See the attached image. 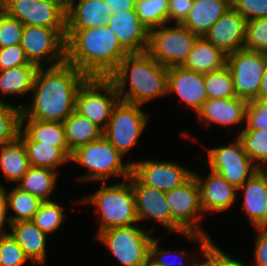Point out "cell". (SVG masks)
I'll return each mask as SVG.
<instances>
[{
  "instance_id": "obj_1",
  "label": "cell",
  "mask_w": 267,
  "mask_h": 266,
  "mask_svg": "<svg viewBox=\"0 0 267 266\" xmlns=\"http://www.w3.org/2000/svg\"><path fill=\"white\" fill-rule=\"evenodd\" d=\"M88 77L66 61L38 67L33 80V101L21 108V118L63 122L75 111L76 96Z\"/></svg>"
},
{
  "instance_id": "obj_2",
  "label": "cell",
  "mask_w": 267,
  "mask_h": 266,
  "mask_svg": "<svg viewBox=\"0 0 267 266\" xmlns=\"http://www.w3.org/2000/svg\"><path fill=\"white\" fill-rule=\"evenodd\" d=\"M127 54L106 24L66 29V62L87 77L108 78Z\"/></svg>"
},
{
  "instance_id": "obj_3",
  "label": "cell",
  "mask_w": 267,
  "mask_h": 266,
  "mask_svg": "<svg viewBox=\"0 0 267 266\" xmlns=\"http://www.w3.org/2000/svg\"><path fill=\"white\" fill-rule=\"evenodd\" d=\"M108 78L124 102L143 105L167 95L168 67L158 63L147 52L128 53ZM127 84L129 89L125 88Z\"/></svg>"
},
{
  "instance_id": "obj_4",
  "label": "cell",
  "mask_w": 267,
  "mask_h": 266,
  "mask_svg": "<svg viewBox=\"0 0 267 266\" xmlns=\"http://www.w3.org/2000/svg\"><path fill=\"white\" fill-rule=\"evenodd\" d=\"M82 204L95 206L96 212L101 216L96 235L106 229L127 227L139 222L130 177L110 186L102 182L97 192L84 197Z\"/></svg>"
},
{
  "instance_id": "obj_5",
  "label": "cell",
  "mask_w": 267,
  "mask_h": 266,
  "mask_svg": "<svg viewBox=\"0 0 267 266\" xmlns=\"http://www.w3.org/2000/svg\"><path fill=\"white\" fill-rule=\"evenodd\" d=\"M123 155L104 137L78 146L72 151L70 161L87 168V174L78 180L106 182L111 177L123 176L124 180L132 174V162L123 163Z\"/></svg>"
},
{
  "instance_id": "obj_6",
  "label": "cell",
  "mask_w": 267,
  "mask_h": 266,
  "mask_svg": "<svg viewBox=\"0 0 267 266\" xmlns=\"http://www.w3.org/2000/svg\"><path fill=\"white\" fill-rule=\"evenodd\" d=\"M130 183L135 197L136 214L139 222L154 219L169 231L177 232L200 245L201 251L211 241L208 235L200 233H186L173 219L170 207L166 201L165 192L144 185L133 173Z\"/></svg>"
},
{
  "instance_id": "obj_7",
  "label": "cell",
  "mask_w": 267,
  "mask_h": 266,
  "mask_svg": "<svg viewBox=\"0 0 267 266\" xmlns=\"http://www.w3.org/2000/svg\"><path fill=\"white\" fill-rule=\"evenodd\" d=\"M139 225L115 227L99 232L96 237L122 266H143L150 256L153 237Z\"/></svg>"
},
{
  "instance_id": "obj_8",
  "label": "cell",
  "mask_w": 267,
  "mask_h": 266,
  "mask_svg": "<svg viewBox=\"0 0 267 266\" xmlns=\"http://www.w3.org/2000/svg\"><path fill=\"white\" fill-rule=\"evenodd\" d=\"M199 36L182 24L149 30L147 53L165 67L182 66Z\"/></svg>"
},
{
  "instance_id": "obj_9",
  "label": "cell",
  "mask_w": 267,
  "mask_h": 266,
  "mask_svg": "<svg viewBox=\"0 0 267 266\" xmlns=\"http://www.w3.org/2000/svg\"><path fill=\"white\" fill-rule=\"evenodd\" d=\"M119 100L116 87L109 78L88 77L77 93L75 111L104 130Z\"/></svg>"
},
{
  "instance_id": "obj_10",
  "label": "cell",
  "mask_w": 267,
  "mask_h": 266,
  "mask_svg": "<svg viewBox=\"0 0 267 266\" xmlns=\"http://www.w3.org/2000/svg\"><path fill=\"white\" fill-rule=\"evenodd\" d=\"M266 64L265 52L242 48L227 54L226 66L233 77L236 97L247 102L257 99Z\"/></svg>"
},
{
  "instance_id": "obj_11",
  "label": "cell",
  "mask_w": 267,
  "mask_h": 266,
  "mask_svg": "<svg viewBox=\"0 0 267 266\" xmlns=\"http://www.w3.org/2000/svg\"><path fill=\"white\" fill-rule=\"evenodd\" d=\"M141 106L119 100L103 131V137L123 156L137 143L148 122V117Z\"/></svg>"
},
{
  "instance_id": "obj_12",
  "label": "cell",
  "mask_w": 267,
  "mask_h": 266,
  "mask_svg": "<svg viewBox=\"0 0 267 266\" xmlns=\"http://www.w3.org/2000/svg\"><path fill=\"white\" fill-rule=\"evenodd\" d=\"M21 46L31 63L38 67L54 61L50 66H57L66 61V28H48L24 26Z\"/></svg>"
},
{
  "instance_id": "obj_13",
  "label": "cell",
  "mask_w": 267,
  "mask_h": 266,
  "mask_svg": "<svg viewBox=\"0 0 267 266\" xmlns=\"http://www.w3.org/2000/svg\"><path fill=\"white\" fill-rule=\"evenodd\" d=\"M210 170L239 189L259 168L244 150L239 137L228 146L208 149Z\"/></svg>"
},
{
  "instance_id": "obj_14",
  "label": "cell",
  "mask_w": 267,
  "mask_h": 266,
  "mask_svg": "<svg viewBox=\"0 0 267 266\" xmlns=\"http://www.w3.org/2000/svg\"><path fill=\"white\" fill-rule=\"evenodd\" d=\"M165 197L172 213V219L186 233L208 235L202 230L199 223L204 217V212L201 207L199 183L194 175L182 186L165 192Z\"/></svg>"
},
{
  "instance_id": "obj_15",
  "label": "cell",
  "mask_w": 267,
  "mask_h": 266,
  "mask_svg": "<svg viewBox=\"0 0 267 266\" xmlns=\"http://www.w3.org/2000/svg\"><path fill=\"white\" fill-rule=\"evenodd\" d=\"M175 162L132 161V173L144 184L163 192L182 186L193 172Z\"/></svg>"
},
{
  "instance_id": "obj_16",
  "label": "cell",
  "mask_w": 267,
  "mask_h": 266,
  "mask_svg": "<svg viewBox=\"0 0 267 266\" xmlns=\"http://www.w3.org/2000/svg\"><path fill=\"white\" fill-rule=\"evenodd\" d=\"M6 13L24 26L66 28V13L57 5L40 0H5Z\"/></svg>"
},
{
  "instance_id": "obj_17",
  "label": "cell",
  "mask_w": 267,
  "mask_h": 266,
  "mask_svg": "<svg viewBox=\"0 0 267 266\" xmlns=\"http://www.w3.org/2000/svg\"><path fill=\"white\" fill-rule=\"evenodd\" d=\"M106 24L116 35L120 45L128 53L146 52L149 42V30L140 21L135 10L116 9Z\"/></svg>"
},
{
  "instance_id": "obj_18",
  "label": "cell",
  "mask_w": 267,
  "mask_h": 266,
  "mask_svg": "<svg viewBox=\"0 0 267 266\" xmlns=\"http://www.w3.org/2000/svg\"><path fill=\"white\" fill-rule=\"evenodd\" d=\"M173 92L197 113L208 99L204 74L183 66L169 67L167 94Z\"/></svg>"
},
{
  "instance_id": "obj_19",
  "label": "cell",
  "mask_w": 267,
  "mask_h": 266,
  "mask_svg": "<svg viewBox=\"0 0 267 266\" xmlns=\"http://www.w3.org/2000/svg\"><path fill=\"white\" fill-rule=\"evenodd\" d=\"M246 20L233 7L222 15L203 36L226 54L244 48Z\"/></svg>"
},
{
  "instance_id": "obj_20",
  "label": "cell",
  "mask_w": 267,
  "mask_h": 266,
  "mask_svg": "<svg viewBox=\"0 0 267 266\" xmlns=\"http://www.w3.org/2000/svg\"><path fill=\"white\" fill-rule=\"evenodd\" d=\"M193 175L199 183L203 212H221L232 206L238 189L228 183L220 174L210 170L206 179L196 172H193Z\"/></svg>"
},
{
  "instance_id": "obj_21",
  "label": "cell",
  "mask_w": 267,
  "mask_h": 266,
  "mask_svg": "<svg viewBox=\"0 0 267 266\" xmlns=\"http://www.w3.org/2000/svg\"><path fill=\"white\" fill-rule=\"evenodd\" d=\"M239 190H243L242 208L250 224L267 226V169H258Z\"/></svg>"
},
{
  "instance_id": "obj_22",
  "label": "cell",
  "mask_w": 267,
  "mask_h": 266,
  "mask_svg": "<svg viewBox=\"0 0 267 266\" xmlns=\"http://www.w3.org/2000/svg\"><path fill=\"white\" fill-rule=\"evenodd\" d=\"M247 104L246 100L238 97L207 99L196 114L205 126H211L214 123L222 126L239 123L242 126L245 124Z\"/></svg>"
},
{
  "instance_id": "obj_23",
  "label": "cell",
  "mask_w": 267,
  "mask_h": 266,
  "mask_svg": "<svg viewBox=\"0 0 267 266\" xmlns=\"http://www.w3.org/2000/svg\"><path fill=\"white\" fill-rule=\"evenodd\" d=\"M112 8L103 0H80L66 12V29L100 27L112 18Z\"/></svg>"
},
{
  "instance_id": "obj_24",
  "label": "cell",
  "mask_w": 267,
  "mask_h": 266,
  "mask_svg": "<svg viewBox=\"0 0 267 266\" xmlns=\"http://www.w3.org/2000/svg\"><path fill=\"white\" fill-rule=\"evenodd\" d=\"M9 235L24 250L33 264L44 265L46 262V233L42 232L31 220L18 221L9 225Z\"/></svg>"
},
{
  "instance_id": "obj_25",
  "label": "cell",
  "mask_w": 267,
  "mask_h": 266,
  "mask_svg": "<svg viewBox=\"0 0 267 266\" xmlns=\"http://www.w3.org/2000/svg\"><path fill=\"white\" fill-rule=\"evenodd\" d=\"M231 7V0H194L190 13L182 25L192 33L203 37Z\"/></svg>"
},
{
  "instance_id": "obj_26",
  "label": "cell",
  "mask_w": 267,
  "mask_h": 266,
  "mask_svg": "<svg viewBox=\"0 0 267 266\" xmlns=\"http://www.w3.org/2000/svg\"><path fill=\"white\" fill-rule=\"evenodd\" d=\"M18 137L25 145L29 164L32 167L48 168L54 171L60 165L70 162L72 151L68 147H55L52 144H42L33 141L23 130H19Z\"/></svg>"
},
{
  "instance_id": "obj_27",
  "label": "cell",
  "mask_w": 267,
  "mask_h": 266,
  "mask_svg": "<svg viewBox=\"0 0 267 266\" xmlns=\"http://www.w3.org/2000/svg\"><path fill=\"white\" fill-rule=\"evenodd\" d=\"M226 63L227 54L222 49L214 46L204 37H198L182 66L206 74L222 69Z\"/></svg>"
},
{
  "instance_id": "obj_28",
  "label": "cell",
  "mask_w": 267,
  "mask_h": 266,
  "mask_svg": "<svg viewBox=\"0 0 267 266\" xmlns=\"http://www.w3.org/2000/svg\"><path fill=\"white\" fill-rule=\"evenodd\" d=\"M0 167L6 181L16 184L28 171L30 164L27 151L19 137L0 146Z\"/></svg>"
},
{
  "instance_id": "obj_29",
  "label": "cell",
  "mask_w": 267,
  "mask_h": 266,
  "mask_svg": "<svg viewBox=\"0 0 267 266\" xmlns=\"http://www.w3.org/2000/svg\"><path fill=\"white\" fill-rule=\"evenodd\" d=\"M68 148L74 151L78 146L103 137V129L85 116L72 112L63 122Z\"/></svg>"
},
{
  "instance_id": "obj_30",
  "label": "cell",
  "mask_w": 267,
  "mask_h": 266,
  "mask_svg": "<svg viewBox=\"0 0 267 266\" xmlns=\"http://www.w3.org/2000/svg\"><path fill=\"white\" fill-rule=\"evenodd\" d=\"M57 177V171L30 166L16 186L25 192L33 194L42 202L51 201L49 197L55 190Z\"/></svg>"
},
{
  "instance_id": "obj_31",
  "label": "cell",
  "mask_w": 267,
  "mask_h": 266,
  "mask_svg": "<svg viewBox=\"0 0 267 266\" xmlns=\"http://www.w3.org/2000/svg\"><path fill=\"white\" fill-rule=\"evenodd\" d=\"M38 69L36 64H28L0 71L2 97L9 94L26 96L32 91L33 80Z\"/></svg>"
},
{
  "instance_id": "obj_32",
  "label": "cell",
  "mask_w": 267,
  "mask_h": 266,
  "mask_svg": "<svg viewBox=\"0 0 267 266\" xmlns=\"http://www.w3.org/2000/svg\"><path fill=\"white\" fill-rule=\"evenodd\" d=\"M25 121L27 123L24 127L23 124ZM21 127L33 141L41 142L42 144H52L55 147H68L62 122L21 118Z\"/></svg>"
},
{
  "instance_id": "obj_33",
  "label": "cell",
  "mask_w": 267,
  "mask_h": 266,
  "mask_svg": "<svg viewBox=\"0 0 267 266\" xmlns=\"http://www.w3.org/2000/svg\"><path fill=\"white\" fill-rule=\"evenodd\" d=\"M43 202L33 194L25 192L14 186L10 192H7V207L14 211L10 216V222L32 220L33 216L39 210ZM16 213V214H15Z\"/></svg>"
},
{
  "instance_id": "obj_34",
  "label": "cell",
  "mask_w": 267,
  "mask_h": 266,
  "mask_svg": "<svg viewBox=\"0 0 267 266\" xmlns=\"http://www.w3.org/2000/svg\"><path fill=\"white\" fill-rule=\"evenodd\" d=\"M238 137L252 162L259 169H267V128L242 130Z\"/></svg>"
},
{
  "instance_id": "obj_35",
  "label": "cell",
  "mask_w": 267,
  "mask_h": 266,
  "mask_svg": "<svg viewBox=\"0 0 267 266\" xmlns=\"http://www.w3.org/2000/svg\"><path fill=\"white\" fill-rule=\"evenodd\" d=\"M168 0H136L135 11L140 21L151 30L168 23Z\"/></svg>"
},
{
  "instance_id": "obj_36",
  "label": "cell",
  "mask_w": 267,
  "mask_h": 266,
  "mask_svg": "<svg viewBox=\"0 0 267 266\" xmlns=\"http://www.w3.org/2000/svg\"><path fill=\"white\" fill-rule=\"evenodd\" d=\"M204 82L208 99L236 97L233 77L227 66L204 74Z\"/></svg>"
},
{
  "instance_id": "obj_37",
  "label": "cell",
  "mask_w": 267,
  "mask_h": 266,
  "mask_svg": "<svg viewBox=\"0 0 267 266\" xmlns=\"http://www.w3.org/2000/svg\"><path fill=\"white\" fill-rule=\"evenodd\" d=\"M0 100V146L11 143L21 128V108Z\"/></svg>"
},
{
  "instance_id": "obj_38",
  "label": "cell",
  "mask_w": 267,
  "mask_h": 266,
  "mask_svg": "<svg viewBox=\"0 0 267 266\" xmlns=\"http://www.w3.org/2000/svg\"><path fill=\"white\" fill-rule=\"evenodd\" d=\"M65 217L63 206L55 201L43 202L37 213L33 216L32 222L44 233L49 234L59 230Z\"/></svg>"
},
{
  "instance_id": "obj_39",
  "label": "cell",
  "mask_w": 267,
  "mask_h": 266,
  "mask_svg": "<svg viewBox=\"0 0 267 266\" xmlns=\"http://www.w3.org/2000/svg\"><path fill=\"white\" fill-rule=\"evenodd\" d=\"M244 48L267 53V17L246 21Z\"/></svg>"
},
{
  "instance_id": "obj_40",
  "label": "cell",
  "mask_w": 267,
  "mask_h": 266,
  "mask_svg": "<svg viewBox=\"0 0 267 266\" xmlns=\"http://www.w3.org/2000/svg\"><path fill=\"white\" fill-rule=\"evenodd\" d=\"M27 260L24 250L8 232L0 234V266H22Z\"/></svg>"
},
{
  "instance_id": "obj_41",
  "label": "cell",
  "mask_w": 267,
  "mask_h": 266,
  "mask_svg": "<svg viewBox=\"0 0 267 266\" xmlns=\"http://www.w3.org/2000/svg\"><path fill=\"white\" fill-rule=\"evenodd\" d=\"M24 25L5 13L0 19V48L21 44Z\"/></svg>"
},
{
  "instance_id": "obj_42",
  "label": "cell",
  "mask_w": 267,
  "mask_h": 266,
  "mask_svg": "<svg viewBox=\"0 0 267 266\" xmlns=\"http://www.w3.org/2000/svg\"><path fill=\"white\" fill-rule=\"evenodd\" d=\"M245 123L246 127L242 130H260L267 128V100L248 102Z\"/></svg>"
},
{
  "instance_id": "obj_43",
  "label": "cell",
  "mask_w": 267,
  "mask_h": 266,
  "mask_svg": "<svg viewBox=\"0 0 267 266\" xmlns=\"http://www.w3.org/2000/svg\"><path fill=\"white\" fill-rule=\"evenodd\" d=\"M201 254H203V262L207 266H250L224 253L212 240L206 245Z\"/></svg>"
},
{
  "instance_id": "obj_44",
  "label": "cell",
  "mask_w": 267,
  "mask_h": 266,
  "mask_svg": "<svg viewBox=\"0 0 267 266\" xmlns=\"http://www.w3.org/2000/svg\"><path fill=\"white\" fill-rule=\"evenodd\" d=\"M231 5L246 21L267 17V0H231Z\"/></svg>"
},
{
  "instance_id": "obj_45",
  "label": "cell",
  "mask_w": 267,
  "mask_h": 266,
  "mask_svg": "<svg viewBox=\"0 0 267 266\" xmlns=\"http://www.w3.org/2000/svg\"><path fill=\"white\" fill-rule=\"evenodd\" d=\"M161 239V237L160 238H153V240H152V243H151V245H150V256H149V258L153 261V262H155L157 265H160V266H187V265H189V266H195L196 264H197V262H195L196 261V259L198 260V258H195V257H193L191 260L192 261H188V259H186V257L189 255L187 252L185 253L184 251H181L179 254L177 253H172L170 250H160V248H159V240ZM171 254H175L174 256L176 257V256H180V258L181 257H183L184 256V258L187 260L186 262H179V261H177V263L176 262H174V261H170L168 258H167V256L169 257ZM169 260V261H168ZM187 262H188V264H187ZM191 265H190V264Z\"/></svg>"
},
{
  "instance_id": "obj_46",
  "label": "cell",
  "mask_w": 267,
  "mask_h": 266,
  "mask_svg": "<svg viewBox=\"0 0 267 266\" xmlns=\"http://www.w3.org/2000/svg\"><path fill=\"white\" fill-rule=\"evenodd\" d=\"M28 64L34 63L29 61L21 44L0 48V71Z\"/></svg>"
},
{
  "instance_id": "obj_47",
  "label": "cell",
  "mask_w": 267,
  "mask_h": 266,
  "mask_svg": "<svg viewBox=\"0 0 267 266\" xmlns=\"http://www.w3.org/2000/svg\"><path fill=\"white\" fill-rule=\"evenodd\" d=\"M168 23L182 24L190 13L194 0H168Z\"/></svg>"
},
{
  "instance_id": "obj_48",
  "label": "cell",
  "mask_w": 267,
  "mask_h": 266,
  "mask_svg": "<svg viewBox=\"0 0 267 266\" xmlns=\"http://www.w3.org/2000/svg\"><path fill=\"white\" fill-rule=\"evenodd\" d=\"M259 233L255 238L254 247V265L251 263L250 266H267V226L255 227Z\"/></svg>"
},
{
  "instance_id": "obj_49",
  "label": "cell",
  "mask_w": 267,
  "mask_h": 266,
  "mask_svg": "<svg viewBox=\"0 0 267 266\" xmlns=\"http://www.w3.org/2000/svg\"><path fill=\"white\" fill-rule=\"evenodd\" d=\"M6 222L8 225L11 224L8 216L7 191L4 185L0 184V234L7 233L4 230V224Z\"/></svg>"
},
{
  "instance_id": "obj_50",
  "label": "cell",
  "mask_w": 267,
  "mask_h": 266,
  "mask_svg": "<svg viewBox=\"0 0 267 266\" xmlns=\"http://www.w3.org/2000/svg\"><path fill=\"white\" fill-rule=\"evenodd\" d=\"M108 7L112 8V11L116 9L121 10H135V1L136 0H103Z\"/></svg>"
},
{
  "instance_id": "obj_51",
  "label": "cell",
  "mask_w": 267,
  "mask_h": 266,
  "mask_svg": "<svg viewBox=\"0 0 267 266\" xmlns=\"http://www.w3.org/2000/svg\"><path fill=\"white\" fill-rule=\"evenodd\" d=\"M256 100H267V64L264 70L260 90Z\"/></svg>"
},
{
  "instance_id": "obj_52",
  "label": "cell",
  "mask_w": 267,
  "mask_h": 266,
  "mask_svg": "<svg viewBox=\"0 0 267 266\" xmlns=\"http://www.w3.org/2000/svg\"><path fill=\"white\" fill-rule=\"evenodd\" d=\"M77 0H63V11L66 13L67 9L72 6ZM80 1V0H78Z\"/></svg>"
},
{
  "instance_id": "obj_53",
  "label": "cell",
  "mask_w": 267,
  "mask_h": 266,
  "mask_svg": "<svg viewBox=\"0 0 267 266\" xmlns=\"http://www.w3.org/2000/svg\"><path fill=\"white\" fill-rule=\"evenodd\" d=\"M6 13L5 0H0V19Z\"/></svg>"
},
{
  "instance_id": "obj_54",
  "label": "cell",
  "mask_w": 267,
  "mask_h": 266,
  "mask_svg": "<svg viewBox=\"0 0 267 266\" xmlns=\"http://www.w3.org/2000/svg\"><path fill=\"white\" fill-rule=\"evenodd\" d=\"M40 1H46L53 4H57L63 10V0H40Z\"/></svg>"
},
{
  "instance_id": "obj_55",
  "label": "cell",
  "mask_w": 267,
  "mask_h": 266,
  "mask_svg": "<svg viewBox=\"0 0 267 266\" xmlns=\"http://www.w3.org/2000/svg\"><path fill=\"white\" fill-rule=\"evenodd\" d=\"M143 266H160L153 262L150 258L145 262Z\"/></svg>"
},
{
  "instance_id": "obj_56",
  "label": "cell",
  "mask_w": 267,
  "mask_h": 266,
  "mask_svg": "<svg viewBox=\"0 0 267 266\" xmlns=\"http://www.w3.org/2000/svg\"><path fill=\"white\" fill-rule=\"evenodd\" d=\"M195 266H207L204 262H198Z\"/></svg>"
}]
</instances>
